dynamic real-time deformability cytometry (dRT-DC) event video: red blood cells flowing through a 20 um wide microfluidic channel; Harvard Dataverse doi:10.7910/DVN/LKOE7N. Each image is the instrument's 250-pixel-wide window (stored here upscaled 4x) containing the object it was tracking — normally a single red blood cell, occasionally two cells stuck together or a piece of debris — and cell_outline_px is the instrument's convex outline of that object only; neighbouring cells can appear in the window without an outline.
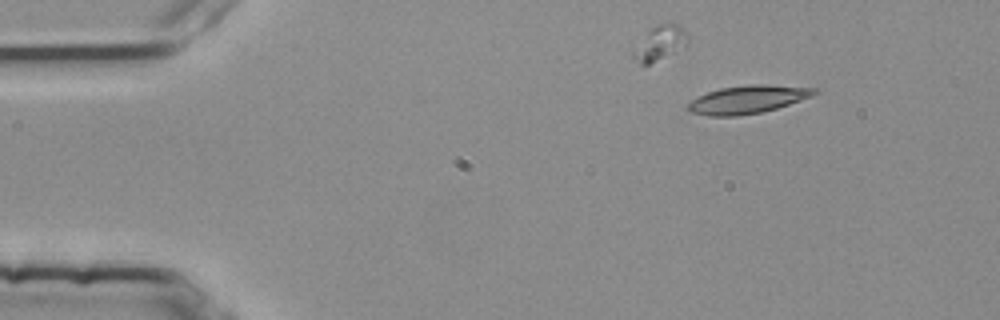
{"species": "common noctule bat (a hibernating species)", "species_latin": "Nyctalus noctula", "temperature_condition": "room temperature", "stored_images_in_passage": 3, "camera_frame_rate_fps": 3000, "um_per_image_px": 0.085, "animal": {"sex": "female", "body_mass_g": 25.1}, "frame": {"image": 1, "passage_image": 2, "time_ms": 0.333, "image_size_px": [1000, 320], "cell_outline_px": [[820, 92], [812, 96], [776, 108], [760, 112], [736, 116], [708, 116], [688, 112], [684, 108], [692, 100], [708, 92], [720, 88], [748, 84], [768, 84], [816, 88]], "centroid_in_image_um": [63.53, 8.45], "position_along_channel_um": 21.5, "area_um2": 20.69}}